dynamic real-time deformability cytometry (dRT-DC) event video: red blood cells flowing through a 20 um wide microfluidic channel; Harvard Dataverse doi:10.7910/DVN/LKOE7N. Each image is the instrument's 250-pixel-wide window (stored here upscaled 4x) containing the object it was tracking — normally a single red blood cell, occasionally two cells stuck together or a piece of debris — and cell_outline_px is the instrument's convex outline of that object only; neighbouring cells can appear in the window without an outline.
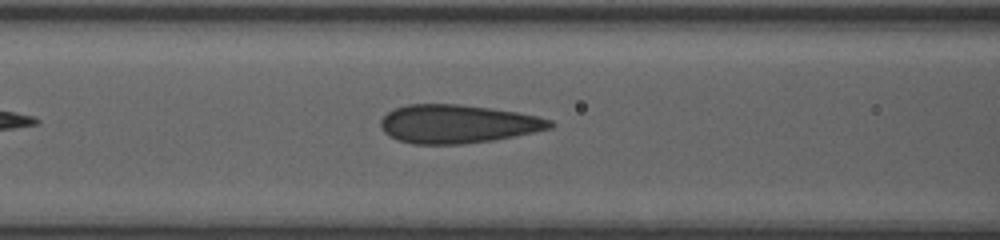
{"species": "human", "species_latin": "Homo sapiens", "temperature_condition": "room temperature", "stored_images_in_passage": 29, "camera_frame_rate_fps": 3000, "um_per_image_px": 0.085, "donor": {"sex": "female"}, "frame": {"image": 1, "passage_image": 7, "time_ms": 2.0, "image_size_px": [1000, 240], "cell_outline_px": [[556, 124], [552, 128], [492, 140], [464, 144], [412, 144], [400, 140], [384, 132], [380, 124], [380, 120], [388, 112], [396, 108], [408, 104], [456, 104], [488, 108], [516, 112], [536, 116], [552, 120]], "centroid_in_image_um": [38.89, 10.53], "position_along_channel_um": 127.7, "area_um2": 37.57}}
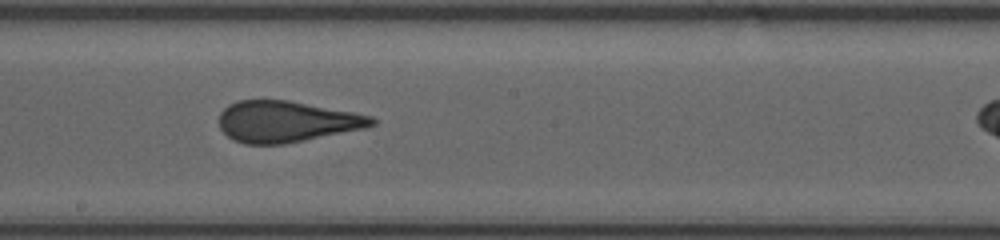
{"frame": {"image": 2, "passage_image": 14, "time_ms": 4.333, "image_size_px": [1000, 240], "cell_outline_px": [[376, 124], [364, 128], [284, 144], [244, 144], [232, 140], [220, 128], [220, 112], [228, 104], [240, 100], [288, 100], [352, 112], [372, 116], [376, 120]], "centroid_in_image_um": [24.31, 10.33], "position_along_channel_um": 223.9, "area_um2": 36.41}}
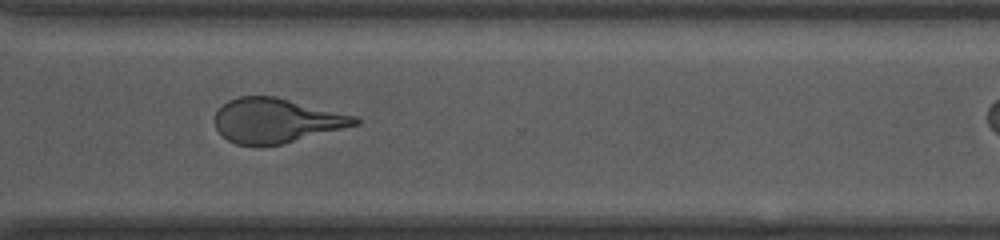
{"frame": {"image": 3, "passage_image": 23, "time_ms": 7.333, "image_size_px": [1000, 240], "cell_outline_px": [[360, 124], [280, 144], [236, 144], [228, 140], [216, 128], [216, 112], [228, 100], [240, 96], [276, 96], [356, 116], [360, 120]], "centroid_in_image_um": [23.5, 10.22], "position_along_channel_um": 347.1, "area_um2": 35.72}}